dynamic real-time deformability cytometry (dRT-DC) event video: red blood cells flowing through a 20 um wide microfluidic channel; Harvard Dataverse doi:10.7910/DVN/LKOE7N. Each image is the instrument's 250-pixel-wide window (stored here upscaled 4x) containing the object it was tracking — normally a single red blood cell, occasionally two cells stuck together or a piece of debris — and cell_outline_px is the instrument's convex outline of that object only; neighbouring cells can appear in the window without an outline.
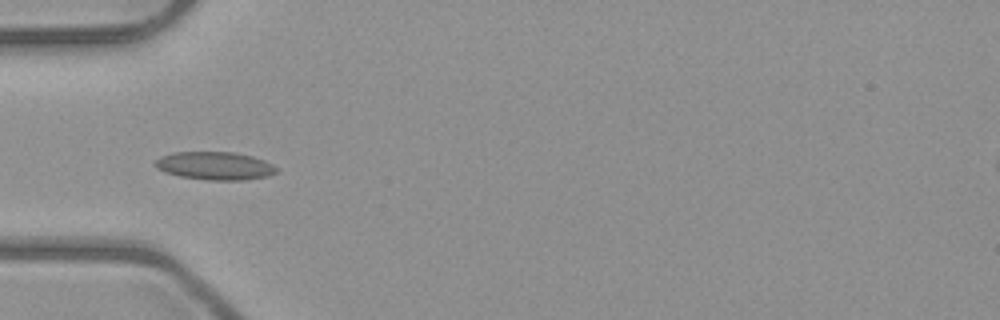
{"species": "common noctule bat (a hibernating species)", "species_latin": "Nyctalus noctula", "temperature_condition": "room temperature", "stored_images_in_passage": 9, "camera_frame_rate_fps": 3000, "um_per_image_px": 0.085, "animal": {"sex": "male", "body_mass_g": 23.1, "forearm_length_mm": 52.7}, "frame": {"image": 1, "passage_image": 6, "time_ms": 5.667, "image_size_px": [1000, 320], "cell_outline_px": [[276, 172], [268, 176], [244, 180], [208, 180], [180, 176], [164, 172], [156, 168], [152, 164], [160, 156], [172, 152], [232, 152], [252, 156], [264, 160], [272, 164], [276, 168]], "centroid_in_image_um": [18.22, 14.09], "position_along_channel_um": 66.8, "area_um2": 19.88}}
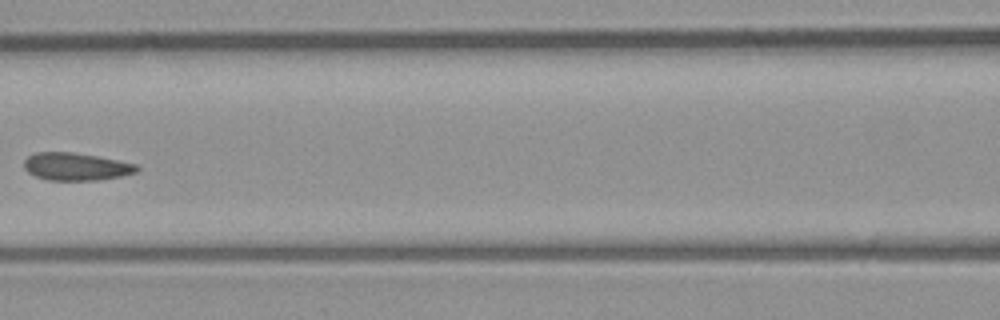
{"frame": {"image": 2, "passage_image": 8, "time_ms": 8.0, "image_size_px": [1000, 320], "cell_outline_px": [[140, 168], [136, 172], [120, 176], [100, 180], [48, 180], [36, 176], [28, 172], [24, 168], [24, 160], [28, 156], [36, 152], [72, 152], [96, 156], [136, 164]], "centroid_in_image_um": [6.44, 14.16], "position_along_channel_um": 160.2, "area_um2": 18.03}}
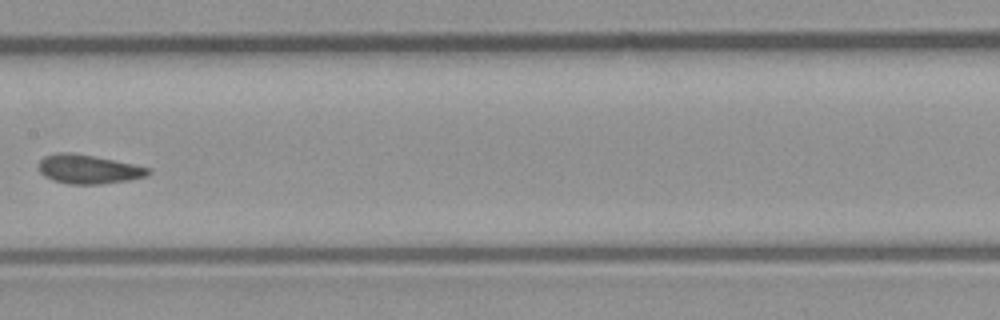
{"frame": {"image": 3, "passage_image": 9, "time_ms": 9.0, "image_size_px": [1000, 320], "cell_outline_px": [[152, 172], [148, 176], [128, 180], [100, 184], [68, 184], [52, 180], [44, 176], [40, 172], [36, 164], [44, 156], [60, 152], [72, 152], [152, 168]], "centroid_in_image_um": [7.49, 14.39], "position_along_channel_um": 199.9, "area_um2": 18.61}}